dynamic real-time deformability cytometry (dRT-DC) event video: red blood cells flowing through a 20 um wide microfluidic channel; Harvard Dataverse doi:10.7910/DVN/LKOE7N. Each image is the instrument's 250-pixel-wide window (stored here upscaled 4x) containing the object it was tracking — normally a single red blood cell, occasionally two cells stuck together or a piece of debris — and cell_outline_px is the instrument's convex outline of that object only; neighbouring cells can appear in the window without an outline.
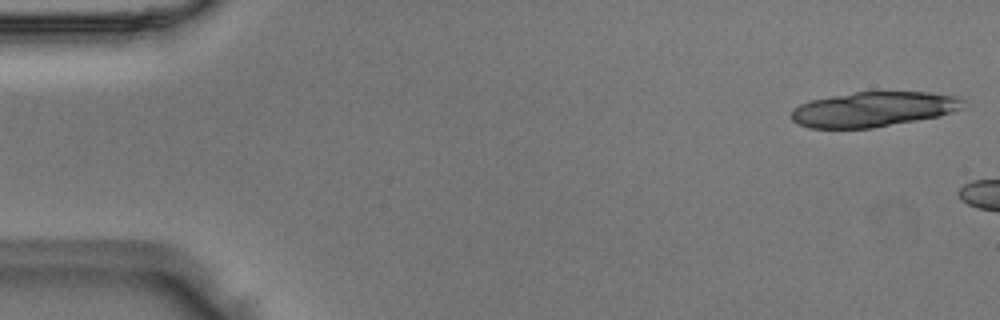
{"species": "Egyptian fruit bat (a non-hibernating species)", "species_latin": "Rousettus aegyptiacus", "temperature_condition": "room temperature", "stored_images_in_passage": 5, "camera_frame_rate_fps": 3000, "um_per_image_px": 0.085, "animal": {"sex": "male"}, "frame": {"image": 1, "passage_image": 1, "time_ms": 0.0, "image_size_px": [1000, 320], "cell_outline_px": [[964, 100], [960, 108], [952, 112], [940, 116], [872, 128], [808, 128], [792, 120], [788, 116], [792, 108], [800, 104], [812, 100], [832, 96], [856, 92], [928, 92], [960, 96]], "centroid_in_image_um": [74.21, 9.29], "position_along_channel_um": 10.8, "area_um2": 35.03}}